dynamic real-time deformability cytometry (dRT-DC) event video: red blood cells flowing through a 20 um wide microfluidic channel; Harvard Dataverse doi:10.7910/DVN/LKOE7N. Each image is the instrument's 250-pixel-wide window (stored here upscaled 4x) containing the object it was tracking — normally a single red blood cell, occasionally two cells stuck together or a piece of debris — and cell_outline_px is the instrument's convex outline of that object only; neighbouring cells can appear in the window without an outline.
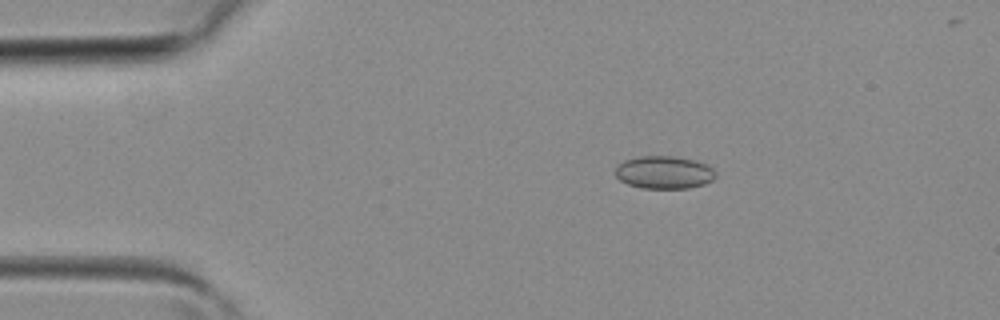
{"species": "common noctule bat (a hibernating species)", "species_latin": "Nyctalus noctula", "temperature_condition": "room temperature", "stored_images_in_passage": 3, "camera_frame_rate_fps": 3000, "um_per_image_px": 0.085, "animal": {"sex": "female", "body_mass_g": 19.3, "forearm_length_mm": 54.1}, "frame": {"image": 1, "passage_image": 3, "time_ms": 0.667, "image_size_px": [1000, 320], "cell_outline_px": [[716, 176], [712, 180], [704, 184], [688, 188], [644, 188], [628, 184], [620, 180], [616, 176], [616, 164], [624, 160], [636, 156], [676, 156], [696, 160], [708, 164], [716, 172]], "centroid_in_image_um": [56.45, 14.63], "position_along_channel_um": 28.5, "area_um2": 19.36}}